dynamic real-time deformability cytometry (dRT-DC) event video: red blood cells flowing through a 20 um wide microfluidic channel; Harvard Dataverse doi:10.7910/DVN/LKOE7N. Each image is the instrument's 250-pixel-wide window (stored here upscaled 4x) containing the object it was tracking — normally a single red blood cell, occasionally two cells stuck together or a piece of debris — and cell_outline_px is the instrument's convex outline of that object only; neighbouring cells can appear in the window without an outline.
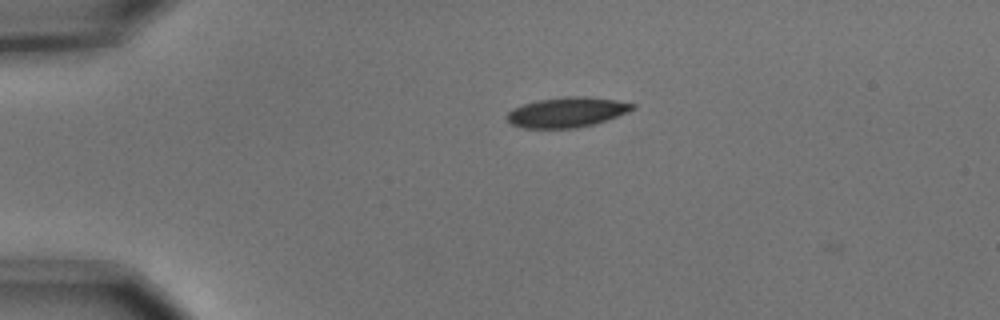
{"species": "common noctule bat (a hibernating species)", "species_latin": "Nyctalus noctula", "temperature_condition": "cold", "stored_images_in_passage": 2, "camera_frame_rate_fps": 3000, "um_per_image_px": 0.085, "animal": {"sex": "male", "body_mass_g": 15.6}, "frame": {"image": 1, "passage_image": 1, "time_ms": 0.0, "image_size_px": [1000, 320], "cell_outline_px": [[636, 108], [628, 112], [592, 124], [576, 128], [524, 128], [512, 124], [508, 120], [508, 112], [512, 108], [536, 100], [564, 96], [584, 96], [616, 100], [636, 104]], "centroid_in_image_um": [48.19, 9.52], "position_along_channel_um": 36.8, "area_um2": 21.85}}